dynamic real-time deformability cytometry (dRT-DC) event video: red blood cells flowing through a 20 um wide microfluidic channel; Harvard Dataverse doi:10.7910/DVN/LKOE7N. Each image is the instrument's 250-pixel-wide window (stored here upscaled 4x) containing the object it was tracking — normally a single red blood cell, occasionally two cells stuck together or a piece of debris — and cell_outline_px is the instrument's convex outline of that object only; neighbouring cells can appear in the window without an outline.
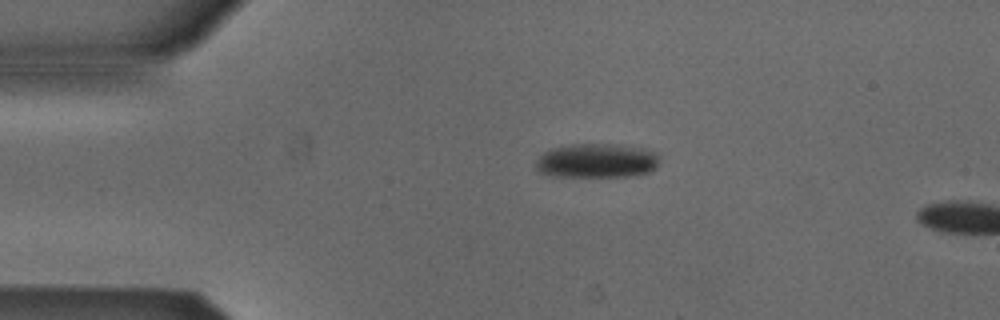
{"species": "Egyptian fruit bat (a non-hibernating species)", "species_latin": "Rousettus aegyptiacus", "temperature_condition": "cold", "stored_images_in_passage": 13, "camera_frame_rate_fps": 3000, "um_per_image_px": 0.085, "animal": {"sex": "male"}, "frame": {"image": 1, "passage_image": 10, "time_ms": 3.0, "image_size_px": [1000, 320], "cell_outline_px": [[656, 168], [648, 172], [628, 176], [552, 176], [540, 172], [536, 168], [536, 160], [544, 152], [552, 148], [572, 144], [616, 144], [644, 148], [656, 152]], "centroid_in_image_um": [50.69, 13.65], "position_along_channel_um": 34.3, "area_um2": 24.51}}